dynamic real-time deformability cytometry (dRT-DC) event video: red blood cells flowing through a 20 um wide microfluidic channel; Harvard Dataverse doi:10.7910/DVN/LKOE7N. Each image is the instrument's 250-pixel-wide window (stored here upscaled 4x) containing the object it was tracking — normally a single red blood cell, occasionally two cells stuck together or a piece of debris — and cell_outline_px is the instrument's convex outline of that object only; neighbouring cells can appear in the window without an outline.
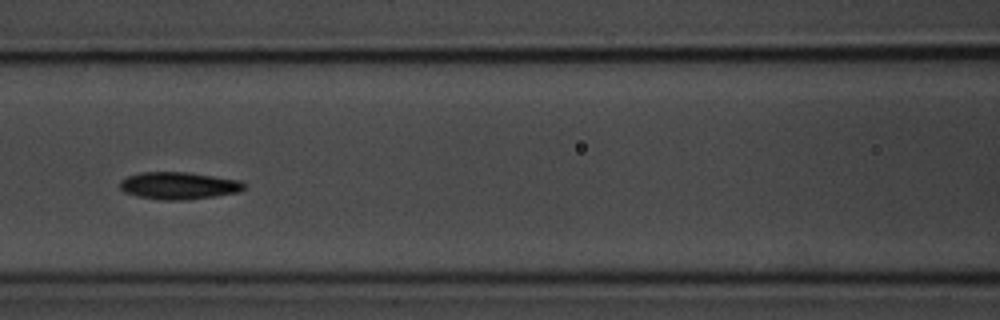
{"species": "common noctule bat (a hibernating species)", "species_latin": "Nyctalus noctula", "temperature_condition": "room temperature", "stored_images_in_passage": 9, "camera_frame_rate_fps": 3000, "um_per_image_px": 0.085, "animal": {"sex": "male", "body_mass_g": 20.1, "forearm_length_mm": 53.5}, "frame": {"image": 1, "passage_image": 7, "time_ms": 7.667, "image_size_px": [1000, 320], "cell_outline_px": [[244, 188], [240, 192], [216, 196], [184, 200], [164, 200], [136, 196], [124, 192], [120, 188], [120, 180], [128, 176], [140, 172], [188, 172], [240, 180], [244, 184]], "centroid_in_image_um": [15.18, 15.78], "position_along_channel_um": 151.4, "area_um2": 19.77}}
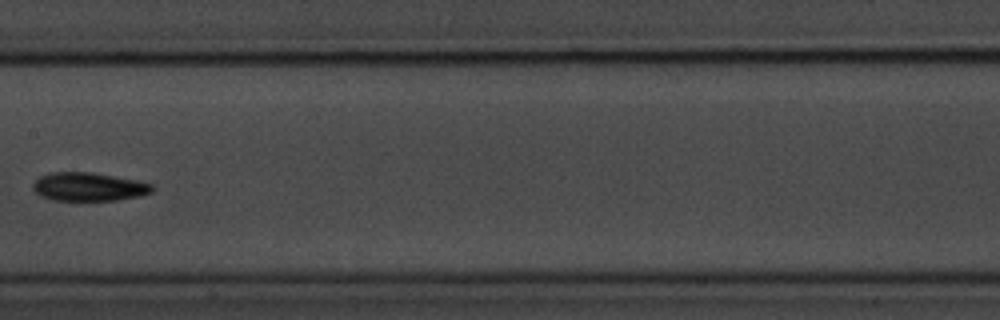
{"frame": {"image": 2, "passage_image": 8, "time_ms": 9.0, "image_size_px": [1000, 320], "cell_outline_px": [[156, 188], [152, 192], [140, 196], [116, 200], [52, 200], [40, 196], [32, 188], [32, 184], [40, 176], [48, 172], [92, 172], [136, 180], [152, 184]], "centroid_in_image_um": [7.53, 15.87], "position_along_channel_um": 199.9, "area_um2": 19.88}}